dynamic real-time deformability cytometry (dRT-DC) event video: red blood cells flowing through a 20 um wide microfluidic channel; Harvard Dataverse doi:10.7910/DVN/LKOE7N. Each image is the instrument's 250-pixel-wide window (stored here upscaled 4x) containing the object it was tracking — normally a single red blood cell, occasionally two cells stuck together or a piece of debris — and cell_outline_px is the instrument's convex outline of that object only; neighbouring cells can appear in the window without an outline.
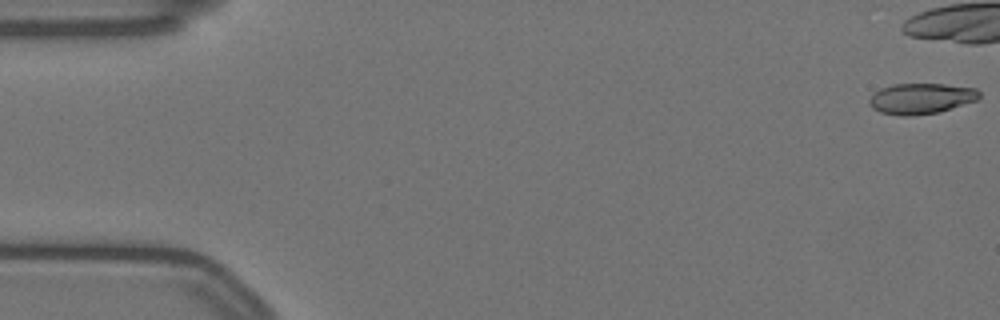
{"species": "Egyptian fruit bat (a non-hibernating species)", "species_latin": "Rousettus aegyptiacus", "temperature_condition": "warm", "stored_images_in_passage": 14, "camera_frame_rate_fps": 3000, "um_per_image_px": 0.085, "animal": {"sex": "female"}, "frame": {"image": 1, "passage_image": 1, "time_ms": 0.0, "image_size_px": [1000, 320], "cell_outline_px": [[980, 96], [976, 100], [940, 112], [908, 116], [904, 116], [880, 112], [872, 108], [868, 104], [868, 100], [880, 88], [892, 84], [944, 84], [976, 88], [980, 92]], "centroid_in_image_um": [78.28, 8.37], "position_along_channel_um": 6.7, "area_um2": 19.65}}